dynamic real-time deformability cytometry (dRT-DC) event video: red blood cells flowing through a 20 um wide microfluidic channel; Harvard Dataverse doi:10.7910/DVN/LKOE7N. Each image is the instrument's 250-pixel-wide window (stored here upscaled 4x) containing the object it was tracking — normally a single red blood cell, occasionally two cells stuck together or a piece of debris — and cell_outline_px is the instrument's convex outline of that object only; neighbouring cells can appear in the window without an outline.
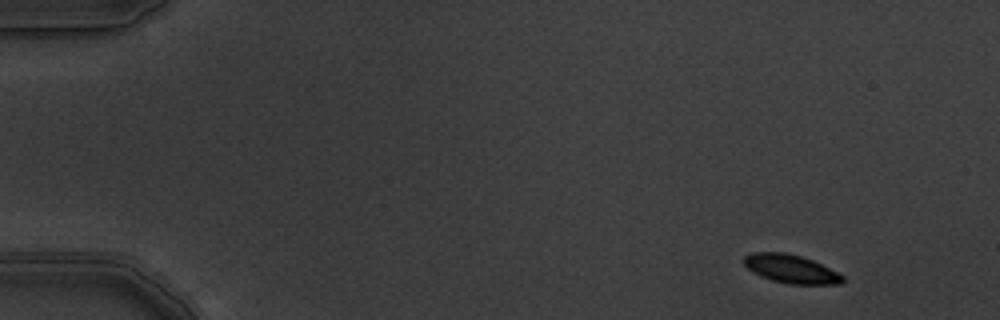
{"species": "common noctule bat (a hibernating species)", "species_latin": "Nyctalus noctula", "temperature_condition": "warm", "stored_images_in_passage": 8, "camera_frame_rate_fps": 3000, "um_per_image_px": 0.085, "animal": {"sex": "male", "body_mass_g": 19.5, "forearm_length_mm": 54.6}, "frame": {"image": 1, "passage_image": 1, "time_ms": 0.0, "image_size_px": [1000, 320], "cell_outline_px": [[844, 280], [840, 284], [788, 284], [772, 280], [760, 276], [752, 272], [744, 264], [744, 256], [752, 252], [784, 252], [800, 256], [812, 260], [844, 276]], "centroid_in_image_um": [67.2, 22.86], "position_along_channel_um": 17.8, "area_um2": 16.24}}
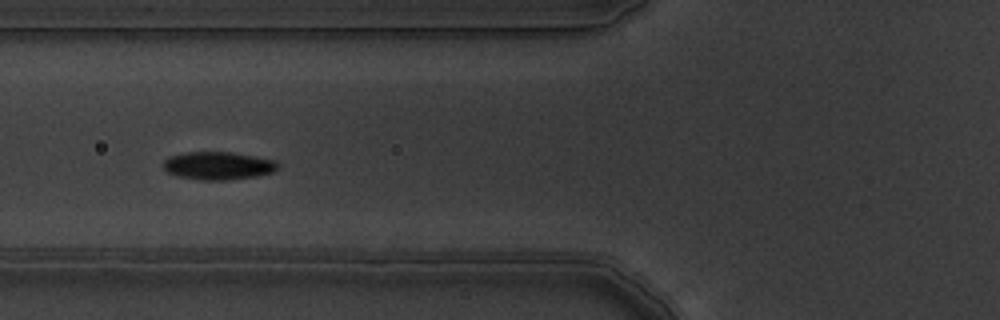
{"frame": {"image": 2, "passage_image": 5, "time_ms": 1.333, "image_size_px": [1000, 320], "cell_outline_px": [[280, 168], [272, 172], [256, 176], [228, 180], [204, 180], [176, 176], [168, 172], [164, 168], [164, 160], [168, 156], [188, 152], [228, 152], [252, 156], [272, 160], [280, 164]], "centroid_in_image_um": [18.53, 14.09], "position_along_channel_um": 107.3, "area_um2": 18.5}}
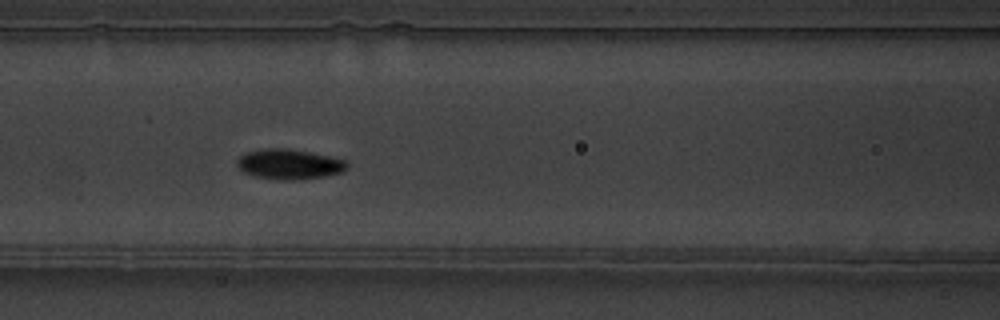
{"frame": {"image": 3, "passage_image": 6, "time_ms": 1.667, "image_size_px": [1000, 320], "cell_outline_px": [[348, 168], [344, 172], [324, 176], [300, 180], [280, 180], [256, 176], [244, 172], [236, 164], [236, 160], [244, 152], [264, 148], [288, 148], [348, 160]], "centroid_in_image_um": [24.6, 13.95], "position_along_channel_um": 142.0, "area_um2": 19.48}}